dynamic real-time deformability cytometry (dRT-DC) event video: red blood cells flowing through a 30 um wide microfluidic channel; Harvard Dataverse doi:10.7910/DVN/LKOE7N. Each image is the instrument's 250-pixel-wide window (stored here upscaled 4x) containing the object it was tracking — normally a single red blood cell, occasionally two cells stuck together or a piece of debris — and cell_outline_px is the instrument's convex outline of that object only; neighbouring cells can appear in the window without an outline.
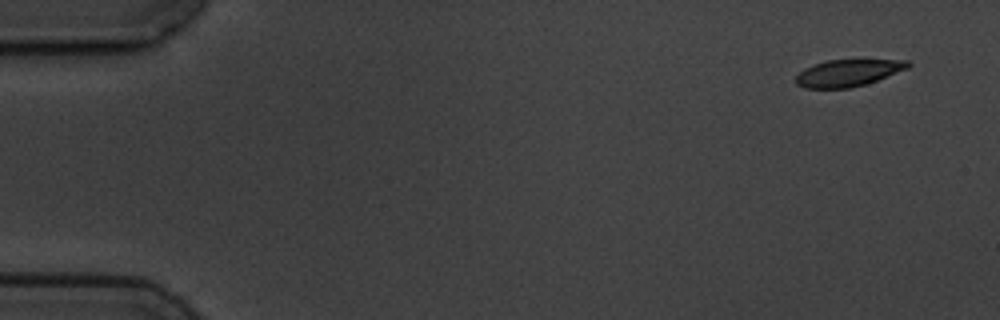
{"species": "common noctule bat (a hibernating species)", "species_latin": "Nyctalus noctula", "temperature_condition": "cold", "stored_images_in_passage": 4, "camera_frame_rate_fps": 3000, "um_per_image_px": 0.085, "animal": {"sex": "male", "body_mass_g": 19.5, "forearm_length_mm": 54.6}, "frame": {"image": 1, "passage_image": 1, "time_ms": 0.0, "image_size_px": [1000, 320], "cell_outline_px": [[912, 64], [908, 68], [876, 80], [864, 84], [848, 88], [804, 88], [796, 84], [796, 76], [804, 68], [828, 60], [908, 60]], "centroid_in_image_um": [72.07, 6.2], "position_along_channel_um": 12.9, "area_um2": 17.28}}
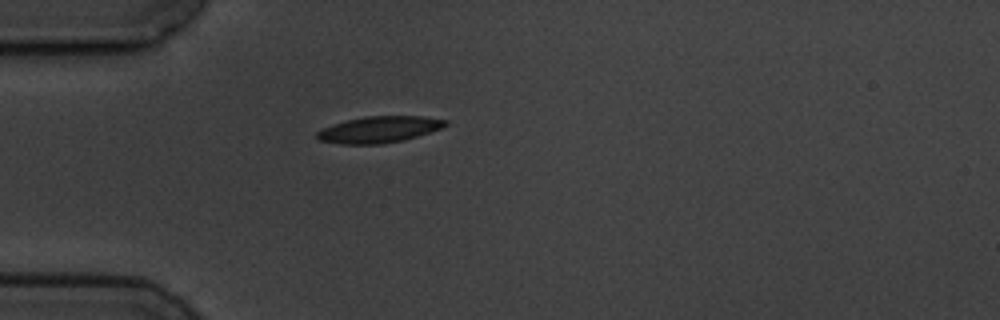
{"frame": {"image": 2, "passage_image": 4, "time_ms": 4.333, "image_size_px": [1000, 320], "cell_outline_px": [[448, 124], [440, 128], [404, 140], [380, 144], [344, 144], [320, 140], [316, 136], [316, 132], [332, 124], [364, 116], [424, 116], [448, 120]], "centroid_in_image_um": [32.23, 11.0], "position_along_channel_um": 52.8, "area_um2": 19.54}}